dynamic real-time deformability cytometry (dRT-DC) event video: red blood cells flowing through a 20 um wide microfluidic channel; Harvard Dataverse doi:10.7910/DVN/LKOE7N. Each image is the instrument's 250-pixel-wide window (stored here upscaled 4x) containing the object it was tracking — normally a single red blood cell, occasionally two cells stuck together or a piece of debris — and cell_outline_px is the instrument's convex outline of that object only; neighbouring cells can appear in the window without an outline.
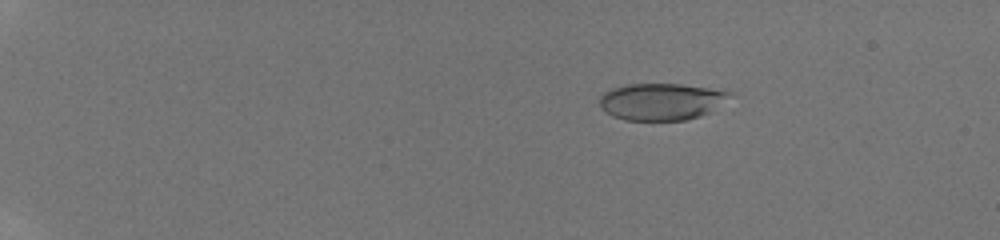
{"species": "human", "species_latin": "Homo sapiens", "temperature_condition": "room temperature", "stored_images_in_passage": 53, "camera_frame_rate_fps": 3000, "um_per_image_px": 0.085, "donor": {"sex": "male"}, "frame": {"image": 1, "passage_image": 11, "time_ms": 3.333, "image_size_px": [1000, 240], "cell_outline_px": [[736, 92], [708, 112], [700, 116], [684, 120], [624, 120], [612, 116], [604, 112], [600, 108], [600, 96], [604, 92], [612, 88], [628, 84], [680, 84]], "centroid_in_image_um": [56.16, 8.63], "position_along_channel_um": 28.8, "area_um2": 27.86}}
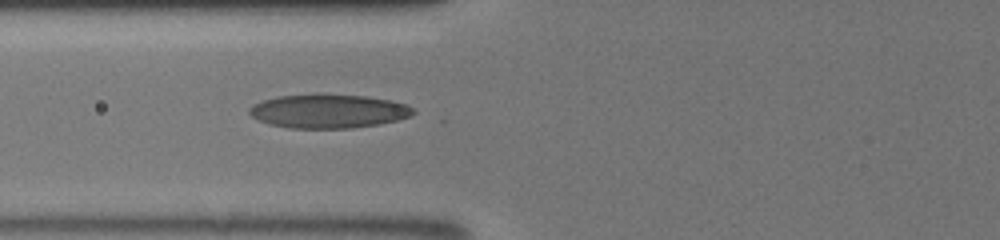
{"frame": {"image": 2, "passage_image": 25, "time_ms": 8.0, "image_size_px": [1000, 240], "cell_outline_px": [[416, 112], [408, 116], [396, 120], [376, 124], [348, 128], [288, 128], [268, 124], [252, 116], [248, 112], [248, 108], [252, 104], [276, 96], [316, 92], [320, 92], [364, 96], [388, 100], [404, 104], [412, 108]], "centroid_in_image_um": [27.82, 9.42], "position_along_channel_um": 98.0, "area_um2": 32.6}}
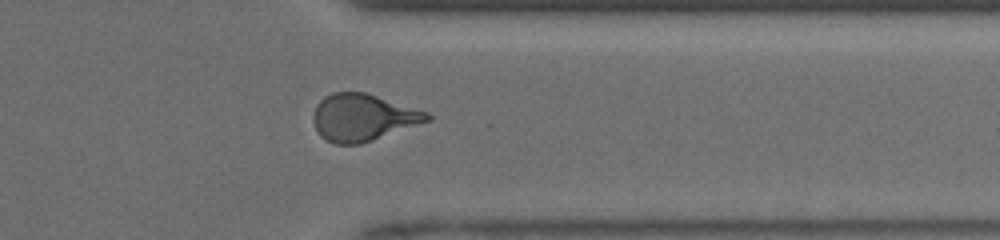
{"frame": {"image": 3, "passage_image": 45, "time_ms": 14.667, "image_size_px": [1000, 240], "cell_outline_px": [[432, 120], [360, 144], [336, 144], [320, 136], [312, 120], [312, 116], [316, 104], [324, 96], [332, 92], [364, 92], [428, 112], [432, 116]], "centroid_in_image_um": [30.83, 9.98], "position_along_channel_um": 380.6, "area_um2": 31.1}, "authors_computed_cell_mechanics": {"area_um2": 30.6918, "velocity_mm_per_s": 4.2355, "shape_relaxation_time_tau1_ms": 6.5966, "shape_relaxation_time_tau2_ms": 0.9205, "deformation_change_tau1": 0.2332, "deformation_change_tau2": 0.068}}